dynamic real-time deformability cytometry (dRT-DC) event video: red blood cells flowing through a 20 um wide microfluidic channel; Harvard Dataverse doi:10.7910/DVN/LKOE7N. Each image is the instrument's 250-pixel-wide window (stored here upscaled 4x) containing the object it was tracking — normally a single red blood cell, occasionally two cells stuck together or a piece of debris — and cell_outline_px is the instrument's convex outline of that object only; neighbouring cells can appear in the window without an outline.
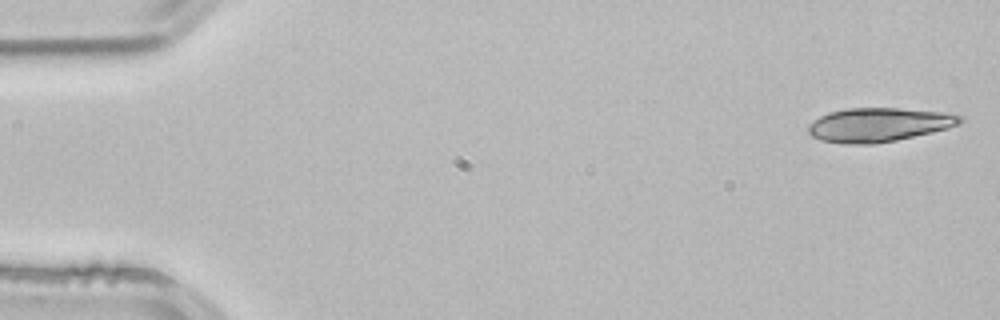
{"species": "common noctule bat (a hibernating species)", "species_latin": "Nyctalus noctula", "temperature_condition": "room temperature", "stored_images_in_passage": 4, "segment_of_instrument_passage": [1, 2], "camera_frame_rate_fps": 3000, "um_per_image_px": 0.085, "animal": {"sex": "male", "body_mass_g": 21.5, "forearm_length_mm": 52.0}, "frame": {"image": 1, "passage_image": 1, "time_ms": 0.0, "image_size_px": [1000, 320], "cell_outline_px": [[964, 120], [960, 124], [948, 128], [932, 132], [896, 140], [876, 144], [844, 144], [820, 140], [812, 136], [808, 132], [808, 124], [820, 116], [828, 112], [848, 108], [900, 108], [940, 112], [964, 116]], "centroid_in_image_um": [74.68, 10.61], "position_along_channel_um": 10.3, "area_um2": 30.11}}